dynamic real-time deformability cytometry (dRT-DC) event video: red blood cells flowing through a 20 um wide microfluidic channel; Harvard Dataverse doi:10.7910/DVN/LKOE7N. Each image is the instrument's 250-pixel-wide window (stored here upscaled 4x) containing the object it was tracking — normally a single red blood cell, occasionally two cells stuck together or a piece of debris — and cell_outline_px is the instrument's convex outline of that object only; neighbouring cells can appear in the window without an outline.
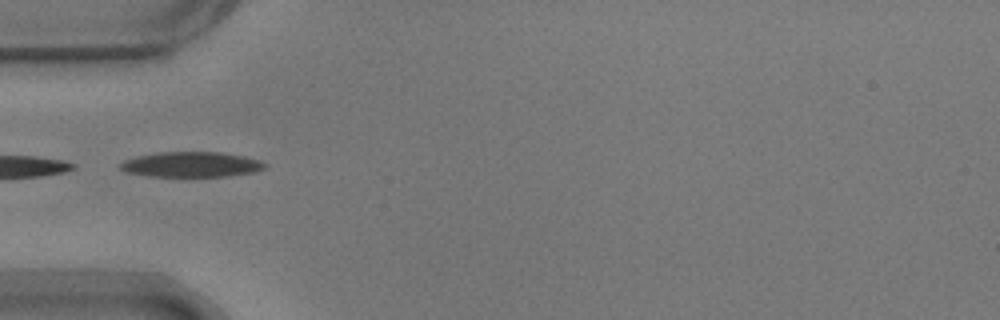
{"species": "common noctule bat (a hibernating species)", "species_latin": "Nyctalus noctula", "temperature_condition": "warm", "stored_images_in_passage": 10, "camera_frame_rate_fps": 3000, "um_per_image_px": 0.085, "animal": {"sex": "male", "body_mass_g": 17.9}, "frame": {"image": 1, "passage_image": 1, "time_ms": 0.0, "image_size_px": [1000, 320], "cell_outline_px": [[268, 164], [264, 168], [252, 172], [228, 176], [148, 176], [124, 172], [120, 168], [120, 164], [124, 160], [136, 156], [160, 152], [220, 152], [244, 156], [260, 160]], "centroid_in_image_um": [16.24, 13.97], "position_along_channel_um": 68.8, "area_um2": 21.21}}